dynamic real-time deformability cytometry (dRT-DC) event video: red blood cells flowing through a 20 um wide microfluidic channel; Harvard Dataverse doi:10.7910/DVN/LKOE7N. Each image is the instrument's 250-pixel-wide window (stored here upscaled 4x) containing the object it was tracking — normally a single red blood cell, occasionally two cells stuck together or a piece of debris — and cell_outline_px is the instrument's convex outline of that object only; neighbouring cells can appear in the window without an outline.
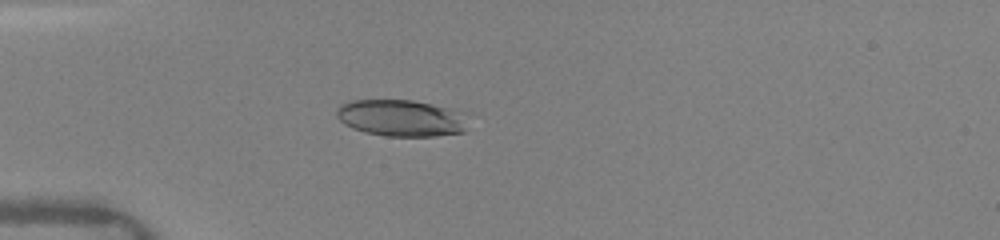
{"species": "human", "species_latin": "Homo sapiens", "temperature_condition": "warm", "stored_images_in_passage": 6, "camera_frame_rate_fps": 3000, "um_per_image_px": 0.085, "donor": {"sex": "female"}, "frame": {"image": 1, "passage_image": 1, "time_ms": 0.0, "image_size_px": [1000, 240], "cell_outline_px": [[464, 132], [436, 136], [388, 136], [364, 132], [352, 128], [344, 124], [336, 116], [336, 108], [340, 104], [352, 100], [412, 100], [432, 104], [444, 108], [452, 112], [464, 128]], "centroid_in_image_um": [33.87, 10.04], "position_along_channel_um": 51.1, "area_um2": 27.05}}